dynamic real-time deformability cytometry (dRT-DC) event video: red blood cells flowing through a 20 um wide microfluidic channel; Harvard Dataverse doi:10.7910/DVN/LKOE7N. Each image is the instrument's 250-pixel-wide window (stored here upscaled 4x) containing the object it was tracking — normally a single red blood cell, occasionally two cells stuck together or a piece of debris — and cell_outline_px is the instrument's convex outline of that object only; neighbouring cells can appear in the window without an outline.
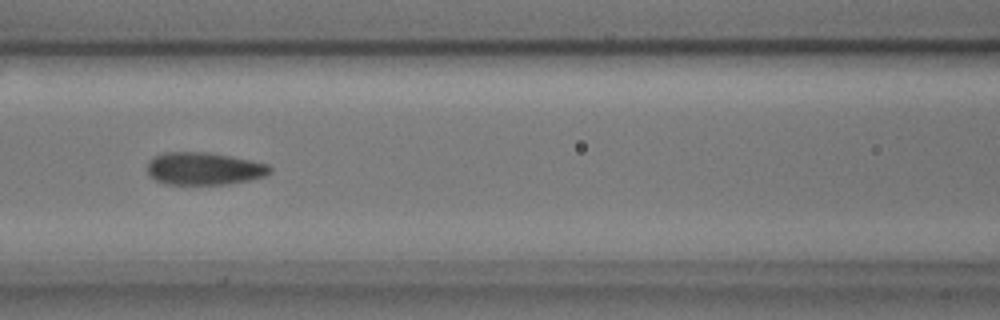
{"species": "common noctule bat (a hibernating species)", "species_latin": "Nyctalus noctula", "temperature_condition": "cold", "stored_images_in_passage": 6, "camera_frame_rate_fps": 3000, "um_per_image_px": 0.085, "animal": {"sex": "male", "body_mass_g": 17.9, "forearm_length_mm": 54.2}, "frame": {"image": 1, "passage_image": 6, "time_ms": 1.667, "image_size_px": [1000, 320], "cell_outline_px": [[272, 172], [264, 176], [248, 180], [228, 184], [164, 184], [148, 176], [148, 160], [152, 156], [164, 152], [208, 152], [268, 164], [272, 168]], "centroid_in_image_um": [17.29, 14.33], "position_along_channel_um": 149.3, "area_um2": 23.29}}